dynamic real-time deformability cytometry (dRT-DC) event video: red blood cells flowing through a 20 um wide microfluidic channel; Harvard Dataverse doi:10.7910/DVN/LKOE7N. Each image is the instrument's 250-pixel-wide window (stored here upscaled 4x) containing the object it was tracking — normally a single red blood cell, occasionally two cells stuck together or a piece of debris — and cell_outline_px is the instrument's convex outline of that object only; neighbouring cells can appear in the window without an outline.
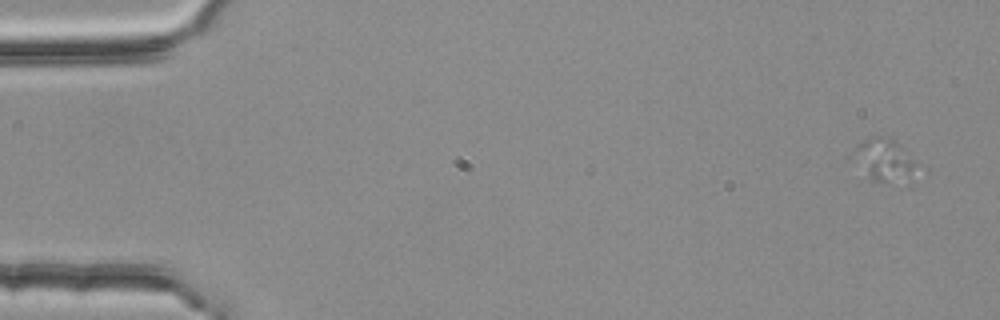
{"species": "common noctule bat (a hibernating species)", "species_latin": "Nyctalus noctula", "temperature_condition": "room temperature", "stored_images_in_passage": 3, "camera_frame_rate_fps": 3000, "um_per_image_px": 0.085, "animal": {"sex": "female", "body_mass_g": 25.1}, "frame": {"image": 1, "passage_image": 1, "time_ms": 0.0, "image_size_px": [1000, 320], "cell_outline_px": [[924, 164], [912, 180], [908, 184], [888, 184], [872, 180], [868, 176], [856, 148], [864, 140], [872, 136], [888, 136]], "centroid_in_image_um": [75.48, 13.68], "position_along_channel_um": 9.5, "area_um2": 15.95}}